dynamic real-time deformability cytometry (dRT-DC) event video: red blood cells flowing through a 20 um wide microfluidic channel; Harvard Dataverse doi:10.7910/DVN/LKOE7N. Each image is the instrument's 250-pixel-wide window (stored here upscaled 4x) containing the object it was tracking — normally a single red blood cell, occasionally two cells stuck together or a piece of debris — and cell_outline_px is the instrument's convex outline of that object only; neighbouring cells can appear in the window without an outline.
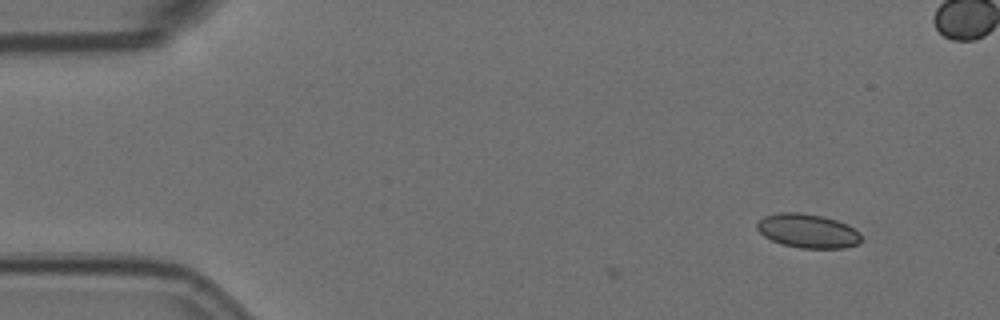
{"species": "Egyptian fruit bat (a non-hibernating species)", "species_latin": "Rousettus aegyptiacus", "temperature_condition": "room temperature", "stored_images_in_passage": 2, "camera_frame_rate_fps": 3000, "um_per_image_px": 0.085, "animal": {"sex": "female"}, "frame": {"image": 1, "passage_image": 2, "time_ms": 0.333, "image_size_px": [1000, 320], "cell_outline_px": [[860, 244], [844, 248], [800, 248], [784, 244], [772, 240], [764, 236], [756, 228], [756, 224], [764, 216], [776, 212], [800, 212], [820, 216], [836, 220], [848, 224], [860, 232]], "centroid_in_image_um": [68.67, 19.62], "position_along_channel_um": 16.3, "area_um2": 20.69}}